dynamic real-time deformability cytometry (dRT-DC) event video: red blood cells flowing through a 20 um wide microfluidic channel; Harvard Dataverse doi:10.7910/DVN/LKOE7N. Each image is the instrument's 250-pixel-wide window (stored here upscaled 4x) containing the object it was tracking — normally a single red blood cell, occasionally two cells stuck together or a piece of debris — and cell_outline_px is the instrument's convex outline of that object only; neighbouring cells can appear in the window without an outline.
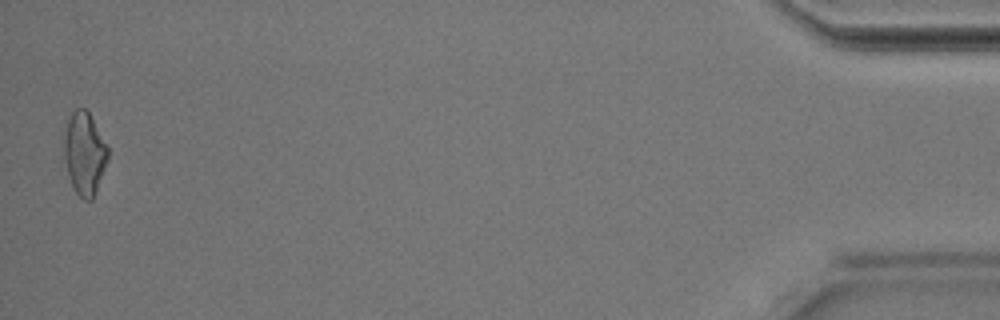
{"species": "Egyptian fruit bat (a non-hibernating species)", "species_latin": "Rousettus aegyptiacus", "temperature_condition": "room temperature", "stored_images_in_passage": 34, "camera_frame_rate_fps": 3000, "um_per_image_px": 0.085, "animal": {"sex": "male"}, "frame": {"image": 1, "passage_image": 34, "time_ms": 11.0, "image_size_px": [1000, 320], "cell_outline_px": [[108, 160], [92, 200], [84, 200], [76, 192], [68, 176], [64, 156], [64, 140], [68, 120], [72, 112], [76, 108], [84, 108], [88, 112], [108, 148]], "centroid_in_image_um": [7.17, 13.06], "position_along_channel_um": 428.0, "area_um2": 20.63}}